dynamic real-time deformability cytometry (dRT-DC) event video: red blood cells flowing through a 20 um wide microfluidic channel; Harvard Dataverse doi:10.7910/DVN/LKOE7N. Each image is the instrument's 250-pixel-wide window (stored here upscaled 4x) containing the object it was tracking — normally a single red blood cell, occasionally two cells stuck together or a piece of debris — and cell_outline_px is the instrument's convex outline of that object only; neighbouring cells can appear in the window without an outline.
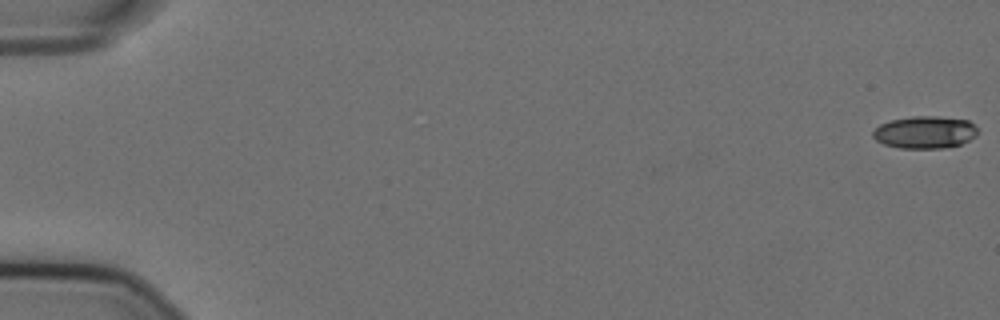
{"species": "Egyptian fruit bat (a non-hibernating species)", "species_latin": "Rousettus aegyptiacus", "temperature_condition": "cold", "stored_images_in_passage": 58, "camera_frame_rate_fps": 3000, "um_per_image_px": 0.085, "animal": {"sex": "female"}, "frame": {"image": 1, "passage_image": 1, "time_ms": 0.0, "image_size_px": [1000, 320], "cell_outline_px": [[976, 136], [960, 144], [944, 148], [900, 148], [884, 144], [876, 140], [872, 136], [872, 132], [880, 124], [892, 120], [912, 116], [936, 116], [968, 120], [976, 128]], "centroid_in_image_um": [78.59, 11.24], "position_along_channel_um": 6.4, "area_um2": 19.59}}
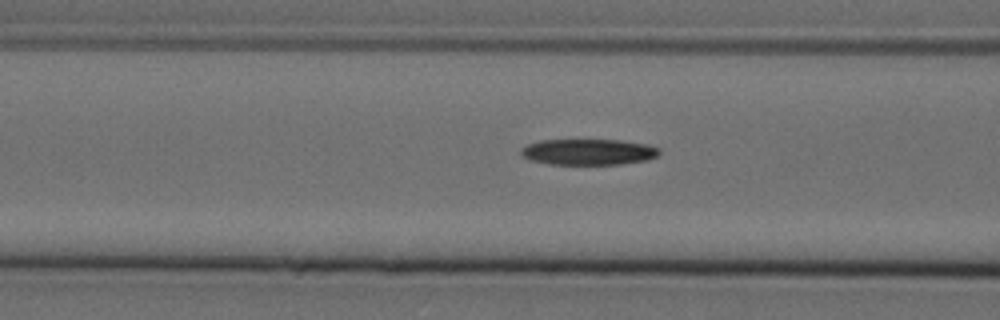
{"frame": {"image": 2, "passage_image": 24, "time_ms": 7.667, "image_size_px": [1000, 320], "cell_outline_px": [[660, 152], [656, 156], [648, 160], [620, 164], [548, 164], [528, 160], [520, 152], [520, 148], [528, 144], [540, 140], [620, 140], [648, 144], [660, 148]], "centroid_in_image_um": [50.01, 12.91], "position_along_channel_um": 116.6, "area_um2": 21.04}}
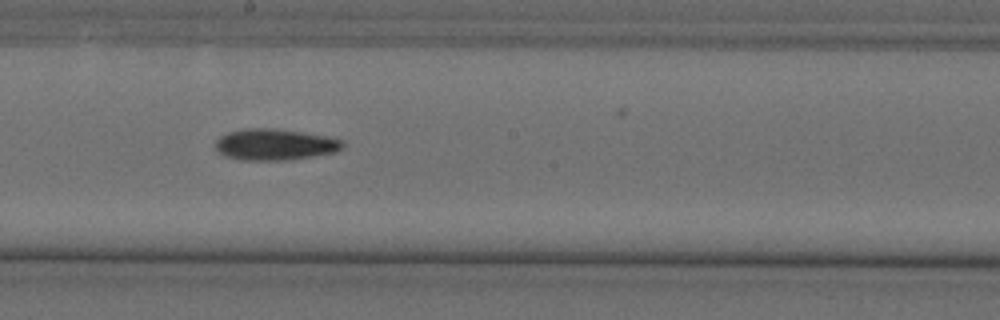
{"frame": {"image": 3, "passage_image": 33, "time_ms": 10.667, "image_size_px": [1000, 320], "cell_outline_px": [[344, 148], [336, 152], [292, 160], [240, 160], [224, 156], [216, 148], [216, 140], [220, 136], [228, 132], [248, 128], [276, 128], [328, 136], [344, 140]], "centroid_in_image_um": [23.41, 12.29], "position_along_channel_um": 224.8, "area_um2": 23.47}}